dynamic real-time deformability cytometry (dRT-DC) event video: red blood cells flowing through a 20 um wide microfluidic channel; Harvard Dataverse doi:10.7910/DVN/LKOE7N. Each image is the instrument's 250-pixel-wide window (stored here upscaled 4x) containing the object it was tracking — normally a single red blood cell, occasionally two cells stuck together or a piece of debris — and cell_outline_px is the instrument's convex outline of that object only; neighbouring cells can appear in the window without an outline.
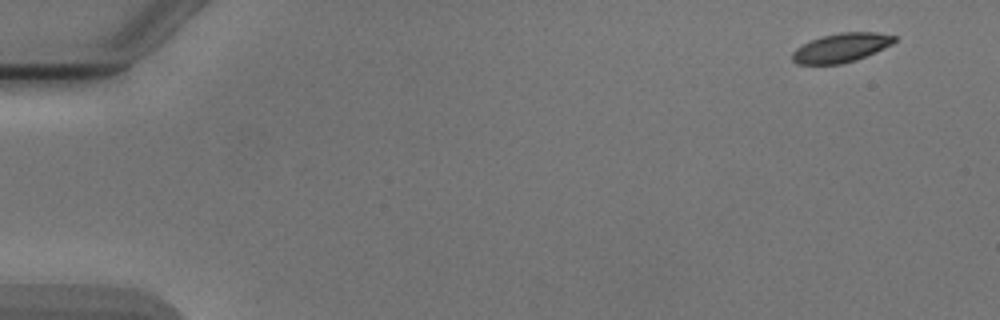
{"species": "Egyptian fruit bat (a non-hibernating species)", "species_latin": "Rousettus aegyptiacus", "temperature_condition": "cold", "stored_images_in_passage": 2, "camera_frame_rate_fps": 3000, "um_per_image_px": 0.085, "animal": {"sex": "male"}, "frame": {"image": 1, "passage_image": 2, "time_ms": 1.333, "image_size_px": [1000, 320], "cell_outline_px": [[896, 40], [892, 44], [884, 48], [856, 60], [840, 64], [796, 64], [792, 60], [792, 52], [796, 48], [820, 36], [840, 32], [876, 32], [896, 36]], "centroid_in_image_um": [71.49, 4.05], "position_along_channel_um": 13.5, "area_um2": 17.22}}